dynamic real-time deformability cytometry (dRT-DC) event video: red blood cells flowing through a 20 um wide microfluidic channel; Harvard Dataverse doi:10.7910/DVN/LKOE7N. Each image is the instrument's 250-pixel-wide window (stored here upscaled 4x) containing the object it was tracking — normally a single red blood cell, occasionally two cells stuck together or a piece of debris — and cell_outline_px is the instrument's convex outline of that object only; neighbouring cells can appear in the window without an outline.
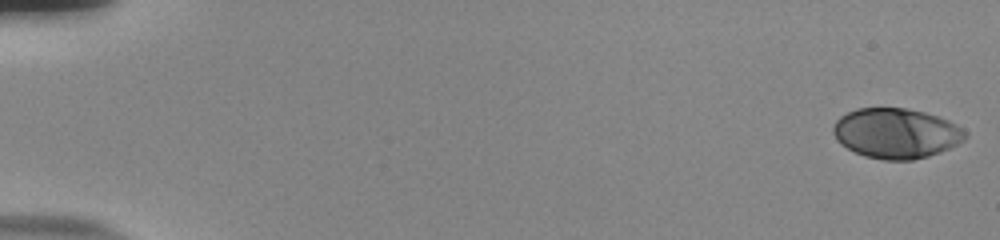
{"species": "human", "species_latin": "Homo sapiens", "temperature_condition": "room temperature", "stored_images_in_passage": 55, "camera_frame_rate_fps": 3000, "um_per_image_px": 0.085, "donor": {"sex": "male"}, "frame": {"image": 1, "passage_image": 1, "time_ms": 0.0, "image_size_px": [1000, 240], "cell_outline_px": [[968, 136], [964, 140], [940, 152], [928, 156], [912, 160], [884, 160], [864, 156], [840, 144], [836, 140], [832, 132], [832, 128], [836, 120], [840, 116], [856, 108], [908, 108], [924, 112], [948, 120], [964, 128], [968, 132]], "centroid_in_image_um": [76.17, 11.32], "position_along_channel_um": 8.8, "area_um2": 38.73}}
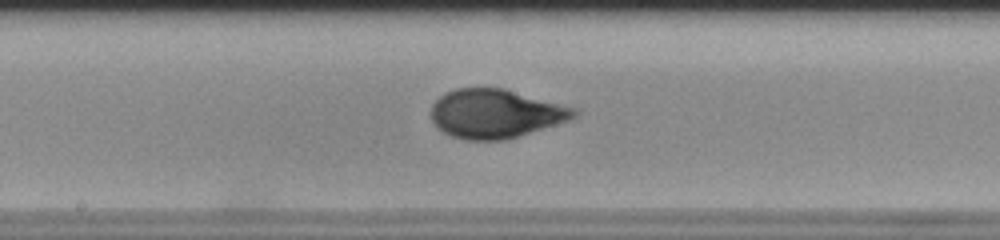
{"frame": {"image": 2, "passage_image": 31, "time_ms": 10.0, "image_size_px": [1000, 240], "cell_outline_px": [[580, 112], [576, 116], [568, 120], [556, 124], [504, 140], [464, 140], [452, 136], [436, 128], [432, 120], [432, 104], [444, 92], [456, 88], [504, 88], [576, 108]], "centroid_in_image_um": [42.09, 9.65], "position_along_channel_um": 206.1, "area_um2": 40.58}}
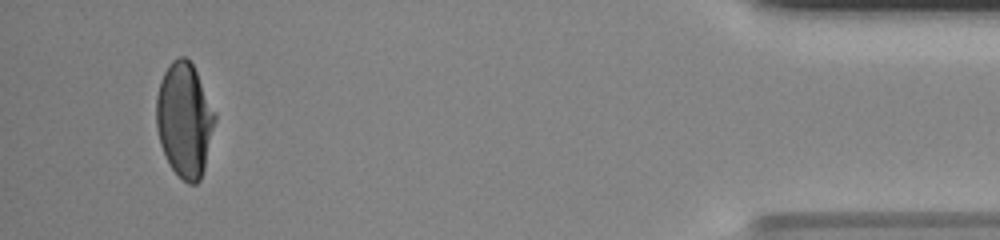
{"frame": {"image": 3, "passage_image": 53, "time_ms": 17.333, "image_size_px": [1000, 240], "cell_outline_px": [[216, 120], [204, 168], [200, 180], [196, 184], [188, 184], [172, 168], [160, 144], [156, 128], [156, 96], [160, 80], [164, 72], [172, 60], [180, 56], [184, 56], [192, 64], [216, 112]], "centroid_in_image_um": [15.68, 10.17], "position_along_channel_um": 419.5, "area_um2": 38.96}, "authors_computed_cell_mechanics": {"area_um2": 39.7086, "velocity_mm_per_s": 3.7712, "shape_relaxation_time_tau1_ms": 5.734, "shape_relaxation_time_tau2_ms": null, "deformation_change_tau1": 0.2384, "deformation_change_tau2": null}}